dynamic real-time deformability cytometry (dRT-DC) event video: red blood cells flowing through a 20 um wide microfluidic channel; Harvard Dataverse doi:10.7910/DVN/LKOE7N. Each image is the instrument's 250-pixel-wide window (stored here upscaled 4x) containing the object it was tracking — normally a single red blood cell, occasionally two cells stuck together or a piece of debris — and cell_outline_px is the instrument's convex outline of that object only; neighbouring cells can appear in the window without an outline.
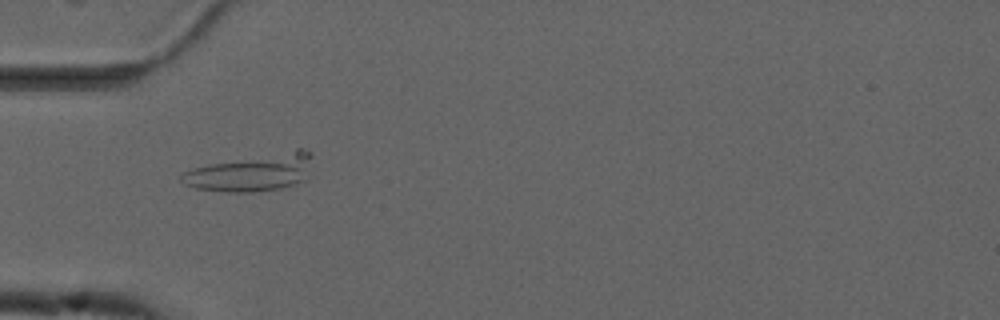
{"species": "common noctule bat (a hibernating species)", "species_latin": "Nyctalus noctula", "temperature_condition": "cold", "stored_images_in_passage": 58, "camera_frame_rate_fps": 3000, "um_per_image_px": 0.085, "animal": {"sex": "male", "forearm_length_mm": 52.5}, "frame": {"image": 1, "passage_image": 20, "time_ms": 6.333, "image_size_px": [1000, 320], "cell_outline_px": [[312, 156], [308, 180], [296, 184], [280, 188], [252, 192], [228, 192], [196, 188], [184, 184], [180, 180], [180, 176], [184, 172], [208, 164], [296, 148], [304, 148], [312, 152]], "centroid_in_image_um": [21.49, 14.65], "position_along_channel_um": 63.5, "area_um2": 28.61}}
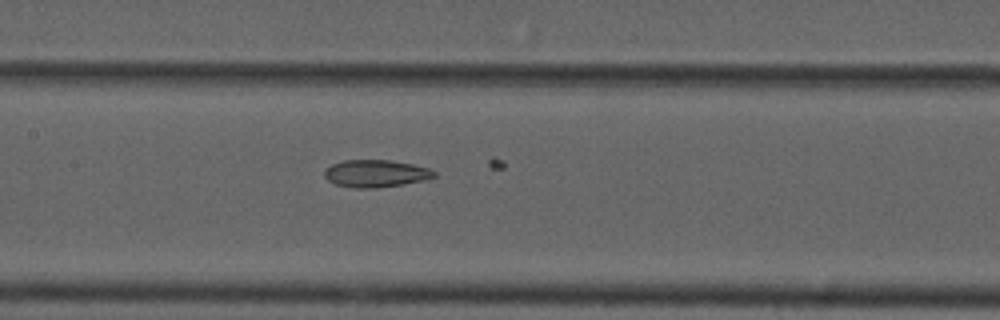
{"frame": {"image": 2, "passage_image": 29, "time_ms": 9.333, "image_size_px": [1000, 320], "cell_outline_px": [[436, 176], [424, 180], [376, 188], [356, 188], [336, 184], [328, 180], [324, 176], [324, 172], [332, 164], [344, 160], [388, 160], [412, 164], [428, 168], [436, 172]], "centroid_in_image_um": [31.93, 14.74], "position_along_channel_um": 175.5, "area_um2": 17.22}}
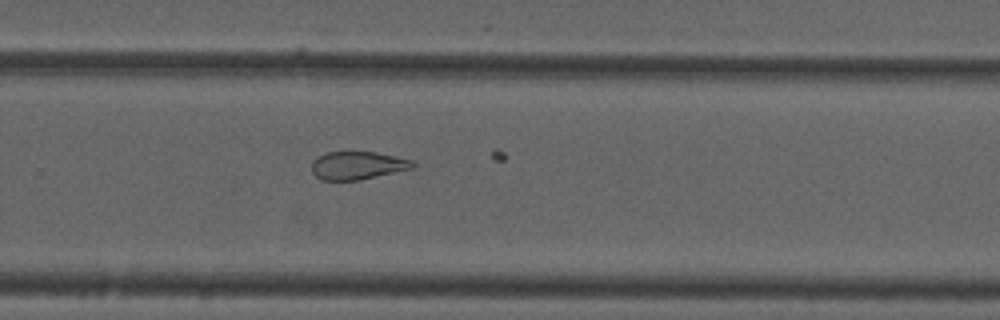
{"frame": {"image": 3, "passage_image": 39, "time_ms": 12.667, "image_size_px": [1000, 320], "cell_outline_px": [[416, 164], [412, 168], [360, 180], [320, 180], [312, 172], [312, 164], [320, 156], [328, 152], [376, 152], [412, 160]], "centroid_in_image_um": [30.4, 14.07], "position_along_channel_um": 299.4, "area_um2": 16.24}}